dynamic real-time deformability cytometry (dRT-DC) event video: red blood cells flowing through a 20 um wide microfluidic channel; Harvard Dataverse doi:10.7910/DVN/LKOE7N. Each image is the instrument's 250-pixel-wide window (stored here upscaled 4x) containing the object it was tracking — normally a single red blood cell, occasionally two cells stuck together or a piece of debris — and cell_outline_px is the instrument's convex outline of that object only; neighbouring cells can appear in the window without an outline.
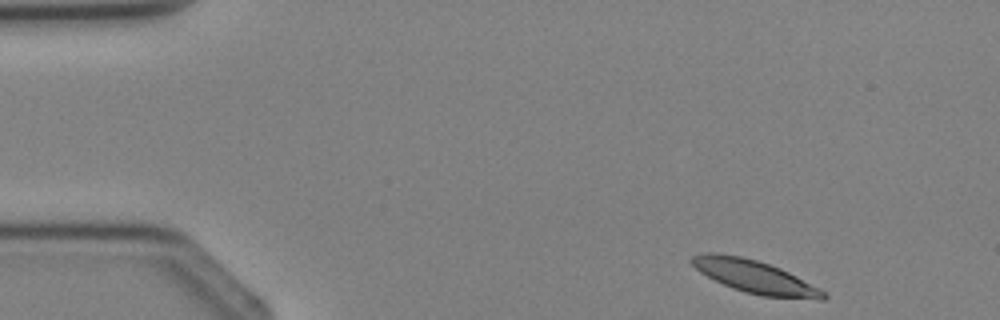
{"species": "Egyptian fruit bat (a non-hibernating species)", "species_latin": "Rousettus aegyptiacus", "temperature_condition": "cold", "stored_images_in_passage": 4, "segment_of_instrument_passage": [1, 2], "camera_frame_rate_fps": 3000, "um_per_image_px": 0.085, "animal": {"sex": "female"}, "frame": {"image": 1, "passage_image": 1, "time_ms": 0.0, "image_size_px": [1000, 320], "cell_outline_px": [[828, 296], [824, 300], [820, 300], [764, 296], [744, 292], [732, 288], [700, 272], [688, 260], [692, 256], [704, 252], [716, 252], [740, 256], [756, 260], [780, 268], [820, 288]], "centroid_in_image_um": [64.15, 23.52], "position_along_channel_um": 20.8, "area_um2": 25.09}}